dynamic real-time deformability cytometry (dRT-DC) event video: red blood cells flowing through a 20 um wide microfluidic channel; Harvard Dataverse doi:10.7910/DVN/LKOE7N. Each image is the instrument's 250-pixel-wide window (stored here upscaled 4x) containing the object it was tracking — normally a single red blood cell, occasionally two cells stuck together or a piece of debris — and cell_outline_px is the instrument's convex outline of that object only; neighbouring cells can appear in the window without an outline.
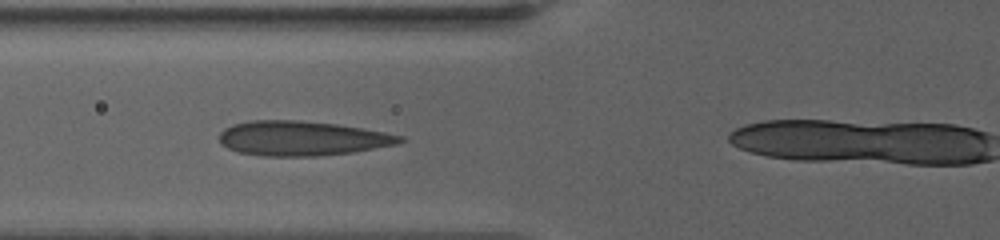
{"species": "human", "species_latin": "Homo sapiens", "temperature_condition": "warm", "stored_images_in_passage": 6, "segment_of_instrument_passage": [1, 2], "camera_frame_rate_fps": 3000, "um_per_image_px": 0.085, "donor": {"sex": "female"}, "frame": {"image": 1, "passage_image": 4, "time_ms": 3.333, "image_size_px": [1000, 240], "cell_outline_px": [[404, 140], [396, 144], [352, 152], [316, 156], [264, 156], [236, 152], [220, 144], [220, 132], [224, 128], [232, 124], [248, 120], [300, 120], [336, 124], [384, 132], [404, 136]], "centroid_in_image_um": [25.61, 11.75], "position_along_channel_um": 100.2, "area_um2": 36.47}}
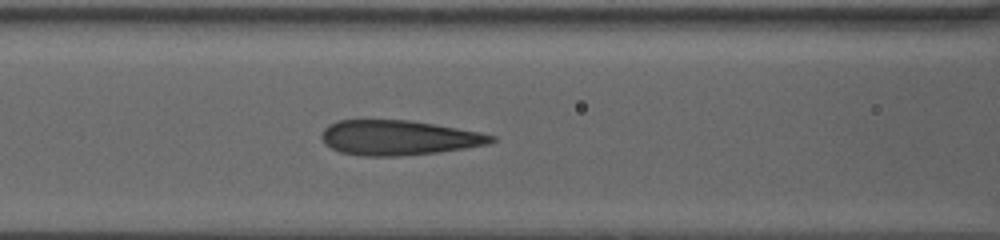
{"frame": {"image": 2, "passage_image": 5, "time_ms": 4.333, "image_size_px": [1000, 240], "cell_outline_px": [[496, 140], [488, 144], [464, 148], [436, 152], [400, 156], [364, 156], [340, 152], [324, 144], [320, 136], [324, 128], [328, 124], [336, 120], [408, 120], [436, 124], [480, 132], [496, 136]], "centroid_in_image_um": [33.85, 11.7], "position_along_channel_um": 132.7, "area_um2": 34.56}}